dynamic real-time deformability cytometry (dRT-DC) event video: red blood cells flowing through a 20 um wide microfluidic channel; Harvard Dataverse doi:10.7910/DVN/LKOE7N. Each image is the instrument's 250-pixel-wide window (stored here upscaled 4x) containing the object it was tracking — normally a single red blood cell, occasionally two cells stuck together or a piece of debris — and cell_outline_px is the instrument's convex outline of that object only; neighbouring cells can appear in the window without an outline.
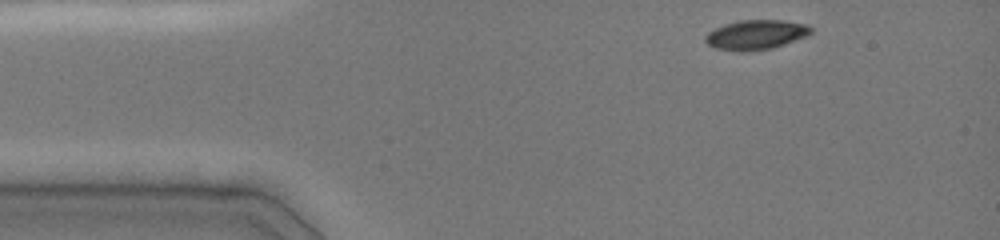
{"species": "common noctule bat (a hibernating species)", "species_latin": "Nyctalus noctula", "temperature_condition": "cold", "stored_images_in_passage": 37, "camera_frame_rate_fps": 3000, "um_per_image_px": 0.085, "animal": {"sex": "female", "body_mass_g": 19.0, "forearm_length_mm": 51.5}, "frame": {"image": 1, "passage_image": 1, "time_ms": 0.0, "image_size_px": [1000, 240], "cell_outline_px": [[812, 32], [808, 36], [772, 48], [740, 52], [716, 48], [708, 44], [704, 40], [704, 36], [708, 32], [724, 24], [740, 20], [784, 20], [808, 24], [812, 28]], "centroid_in_image_um": [64.27, 2.94], "position_along_channel_um": 20.7, "area_um2": 18.32}}
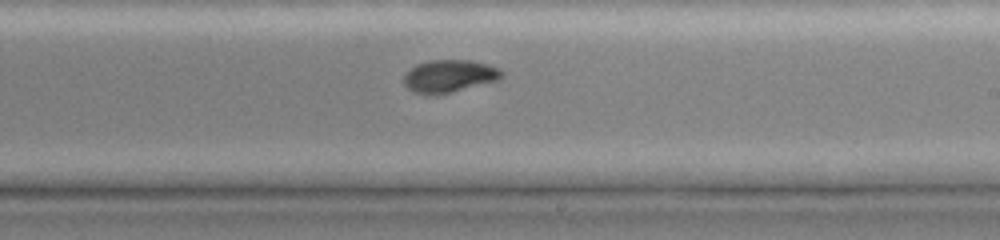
{"frame": {"image": 2, "passage_image": 23, "time_ms": 7.333, "image_size_px": [1000, 240], "cell_outline_px": [[504, 76], [500, 80], [436, 96], [412, 92], [404, 84], [404, 76], [416, 64], [432, 60], [472, 60], [488, 64], [504, 72]], "centroid_in_image_um": [38.21, 6.48], "position_along_channel_um": 250.8, "area_um2": 18.73}}
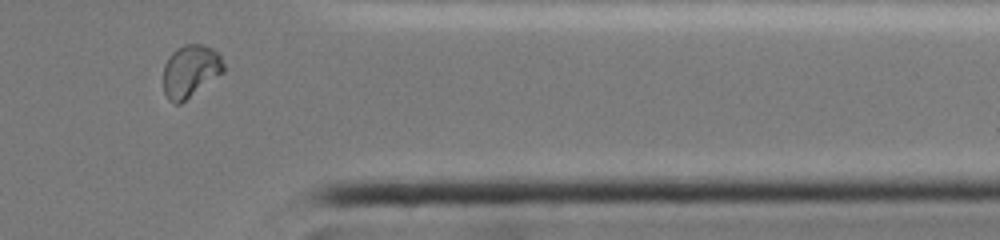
{"frame": {"image": 3, "passage_image": 34, "time_ms": 11.0, "image_size_px": [1000, 240], "cell_outline_px": [[224, 72], [180, 104], [176, 104], [168, 100], [164, 92], [164, 64], [168, 56], [176, 48], [184, 44], [200, 44], [212, 48], [220, 56], [224, 64]], "centroid_in_image_um": [16.17, 6.03], "position_along_channel_um": 395.2, "area_um2": 18.44}, "authors_computed_cell_mechanics": {"area_um2": 18.4382, "velocity_mm_per_s": 4.008, "shape_relaxation_time_tau1_ms": 7.9969, "shape_relaxation_time_tau2_ms": 1.8983, "deformation_change_tau1": 0.224, "deformation_change_tau2": 0.0378}}